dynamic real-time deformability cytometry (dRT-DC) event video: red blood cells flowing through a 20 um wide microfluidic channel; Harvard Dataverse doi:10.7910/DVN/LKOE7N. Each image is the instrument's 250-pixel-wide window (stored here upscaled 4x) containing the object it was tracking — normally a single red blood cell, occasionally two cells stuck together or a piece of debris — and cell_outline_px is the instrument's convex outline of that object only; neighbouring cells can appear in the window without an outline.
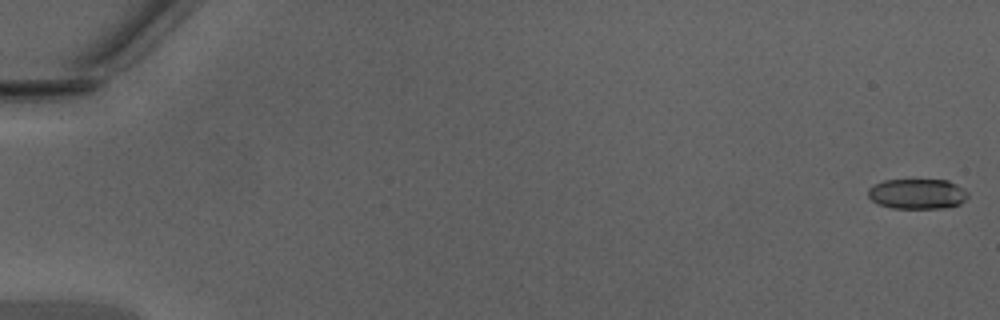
{"species": "Egyptian fruit bat (a non-hibernating species)", "species_latin": "Rousettus aegyptiacus", "temperature_condition": "warm", "stored_images_in_passage": 10, "camera_frame_rate_fps": 3000, "um_per_image_px": 0.085, "animal": {"sex": "male"}, "frame": {"image": 1, "passage_image": 1, "time_ms": 0.0, "image_size_px": [1000, 320], "cell_outline_px": [[968, 196], [960, 204], [944, 208], [892, 208], [880, 204], [872, 200], [868, 196], [868, 188], [884, 180], [948, 180], [964, 188], [968, 192]], "centroid_in_image_um": [77.99, 16.48], "position_along_channel_um": 7.0, "area_um2": 17.51}}